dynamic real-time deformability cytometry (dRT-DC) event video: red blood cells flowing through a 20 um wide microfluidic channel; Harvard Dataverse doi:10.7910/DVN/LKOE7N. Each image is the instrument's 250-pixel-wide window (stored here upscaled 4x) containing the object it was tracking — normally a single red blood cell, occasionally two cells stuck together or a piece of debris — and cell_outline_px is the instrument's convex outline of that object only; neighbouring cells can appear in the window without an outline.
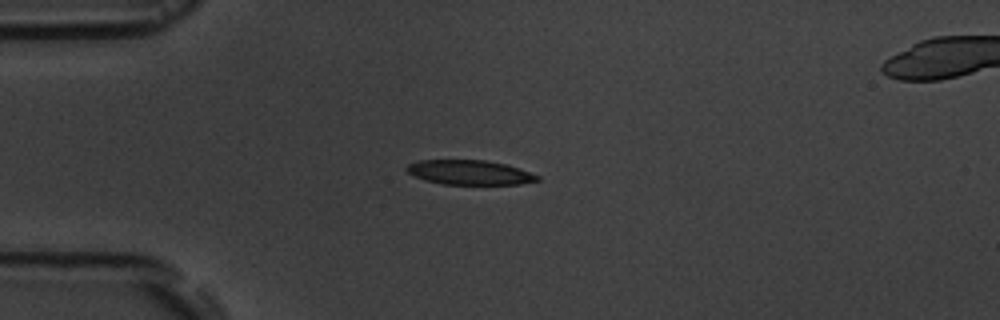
{"species": "common noctule bat (a hibernating species)", "species_latin": "Nyctalus noctula", "temperature_condition": "room temperature", "stored_images_in_passage": 12, "camera_frame_rate_fps": 3000, "um_per_image_px": 0.085, "animal": {"sex": "male", "body_mass_g": 19.5, "forearm_length_mm": 54.6}, "frame": {"image": 1, "passage_image": 3, "time_ms": 3.0, "image_size_px": [1000, 320], "cell_outline_px": [[540, 180], [520, 184], [444, 184], [424, 180], [408, 172], [404, 168], [408, 164], [420, 160], [484, 160], [508, 164], [540, 176]], "centroid_in_image_um": [39.93, 14.65], "position_along_channel_um": 45.1, "area_um2": 18.67}}
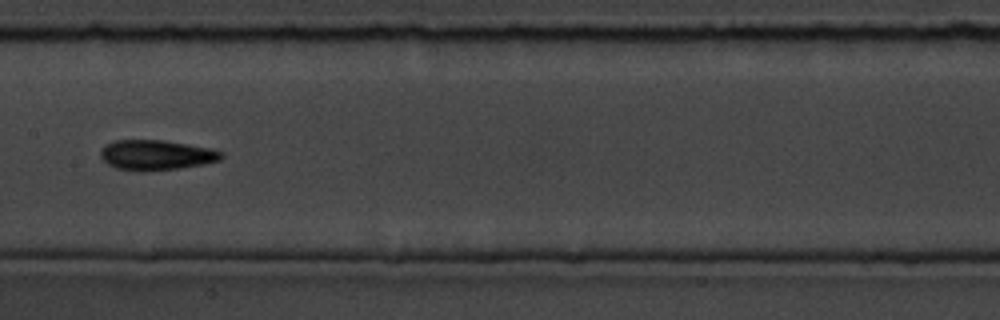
{"frame": {"image": 2, "passage_image": 7, "time_ms": 7.667, "image_size_px": [1000, 320], "cell_outline_px": [[224, 156], [220, 160], [204, 164], [180, 168], [116, 168], [108, 164], [100, 156], [100, 152], [108, 144], [116, 140], [164, 140], [212, 148], [224, 152]], "centroid_in_image_um": [13.38, 13.13], "position_along_channel_um": 194.0, "area_um2": 20.35}}
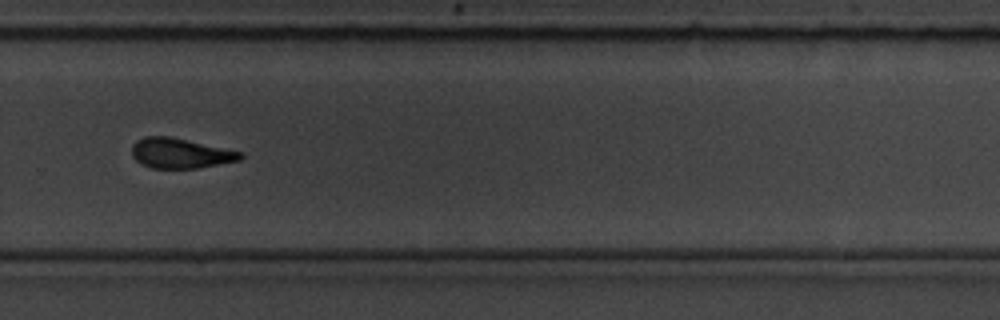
{"frame": {"image": 3, "passage_image": 10, "time_ms": 11.0, "image_size_px": [1000, 320], "cell_outline_px": [[244, 156], [240, 160], [196, 168], [152, 168], [140, 164], [132, 156], [132, 144], [136, 140], [144, 136], [168, 136], [244, 152]], "centroid_in_image_um": [15.31, 13.02], "position_along_channel_um": 314.5, "area_um2": 19.02}, "authors_computed_cell_mechanics": {"area_um2": 19.3052, "velocity_mm_per_s": 3.6267, "shape_relaxation_time_tau1_ms": 5.5872, "shape_relaxation_time_tau2_ms": 7.9389, "deformation_change_tau1": 0.1648, "deformation_change_tau2": 0.1712}}